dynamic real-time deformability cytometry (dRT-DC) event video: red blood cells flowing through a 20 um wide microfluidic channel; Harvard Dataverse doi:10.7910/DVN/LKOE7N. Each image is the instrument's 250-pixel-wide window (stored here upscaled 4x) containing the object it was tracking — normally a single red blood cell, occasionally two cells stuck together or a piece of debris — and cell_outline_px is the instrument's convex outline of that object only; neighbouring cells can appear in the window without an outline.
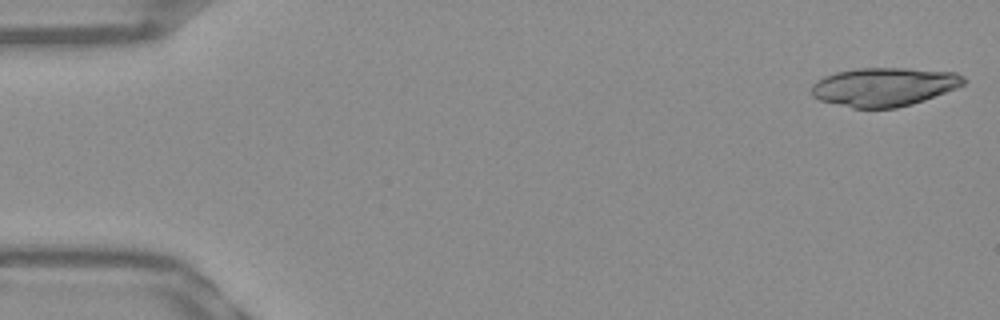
{"species": "Egyptian fruit bat (a non-hibernating species)", "species_latin": "Rousettus aegyptiacus", "temperature_condition": "warm", "stored_images_in_passage": 12, "camera_frame_rate_fps": 3000, "um_per_image_px": 0.085, "frame": {"image": 1, "passage_image": 1, "time_ms": 0.0, "image_size_px": [1000, 320], "cell_outline_px": [[968, 80], [964, 84], [956, 88], [924, 100], [912, 104], [896, 108], [852, 108], [820, 100], [812, 96], [812, 84], [816, 80], [824, 76], [836, 72], [856, 68], [908, 68], [956, 72], [964, 76]], "centroid_in_image_um": [75.15, 7.37], "position_along_channel_um": 9.8, "area_um2": 34.45}}